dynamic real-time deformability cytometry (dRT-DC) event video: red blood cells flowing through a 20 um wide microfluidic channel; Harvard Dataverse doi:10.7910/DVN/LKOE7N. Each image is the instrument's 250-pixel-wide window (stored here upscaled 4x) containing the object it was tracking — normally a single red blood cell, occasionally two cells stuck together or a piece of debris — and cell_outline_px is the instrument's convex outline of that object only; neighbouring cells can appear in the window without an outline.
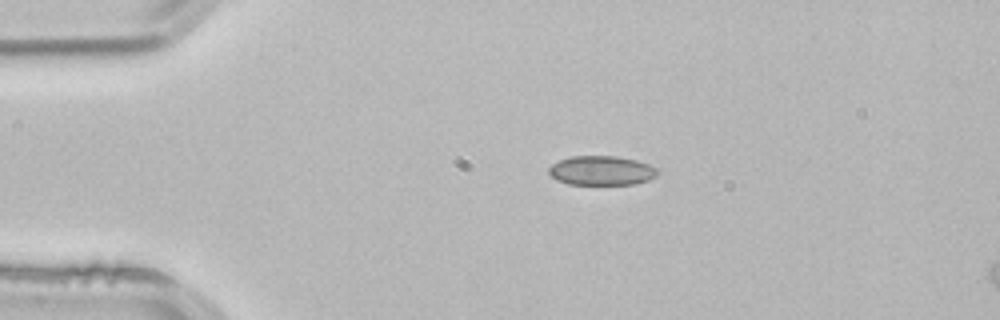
{"species": "common noctule bat (a hibernating species)", "species_latin": "Nyctalus noctula", "temperature_condition": "room temperature", "stored_images_in_passage": 2, "segment_of_instrument_passage": [1, 2], "camera_frame_rate_fps": 3000, "um_per_image_px": 0.085, "animal": {"sex": "male", "body_mass_g": 21.5, "forearm_length_mm": 52.0}, "frame": {"image": 1, "passage_image": 1, "time_ms": 0.0, "image_size_px": [1000, 320], "cell_outline_px": [[660, 172], [656, 176], [648, 180], [636, 184], [568, 184], [556, 180], [548, 172], [548, 168], [552, 164], [560, 160], [572, 156], [616, 156], [636, 160], [648, 164], [656, 168]], "centroid_in_image_um": [51.13, 14.5], "position_along_channel_um": 33.9, "area_um2": 18.61}}